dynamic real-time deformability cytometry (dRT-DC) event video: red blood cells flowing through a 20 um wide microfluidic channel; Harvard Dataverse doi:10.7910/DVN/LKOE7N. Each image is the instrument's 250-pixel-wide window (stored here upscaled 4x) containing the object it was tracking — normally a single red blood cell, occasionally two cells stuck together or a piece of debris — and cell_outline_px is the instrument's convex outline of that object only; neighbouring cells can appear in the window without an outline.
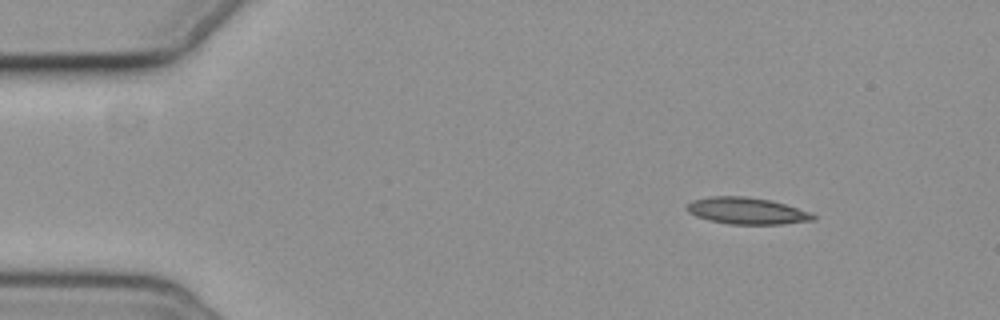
{"species": "common noctule bat (a hibernating species)", "species_latin": "Nyctalus noctula", "temperature_condition": "cold", "stored_images_in_passage": 8, "camera_frame_rate_fps": 3000, "um_per_image_px": 0.085, "animal": {"sex": "female", "body_mass_g": 19.3, "forearm_length_mm": 54.1}, "frame": {"image": 1, "passage_image": 1, "time_ms": 0.0, "image_size_px": [1000, 320], "cell_outline_px": [[816, 220], [780, 224], [728, 224], [708, 220], [696, 216], [688, 212], [688, 204], [692, 200], [712, 196], [744, 196], [768, 200], [784, 204], [808, 212], [816, 216]], "centroid_in_image_um": [63.46, 17.93], "position_along_channel_um": 21.5, "area_um2": 19.36}}
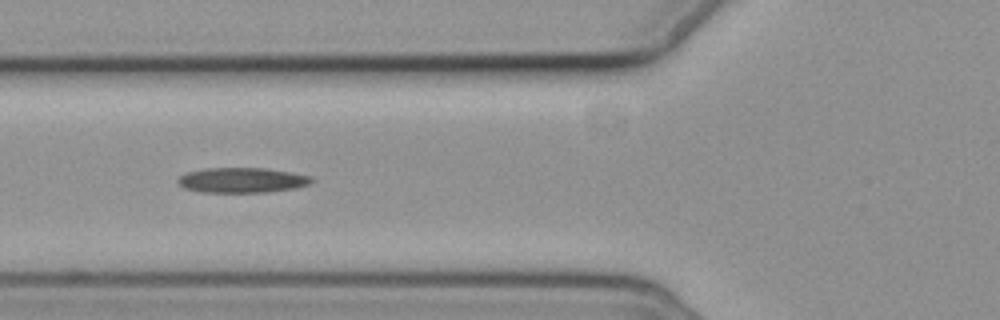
{"frame": {"image": 2, "passage_image": 5, "time_ms": 4.667, "image_size_px": [1000, 320], "cell_outline_px": [[312, 180], [308, 184], [296, 188], [268, 192], [200, 192], [184, 188], [176, 180], [180, 176], [188, 172], [204, 168], [264, 168], [288, 172], [308, 176]], "centroid_in_image_um": [20.51, 15.32], "position_along_channel_um": 105.3, "area_um2": 19.31}}
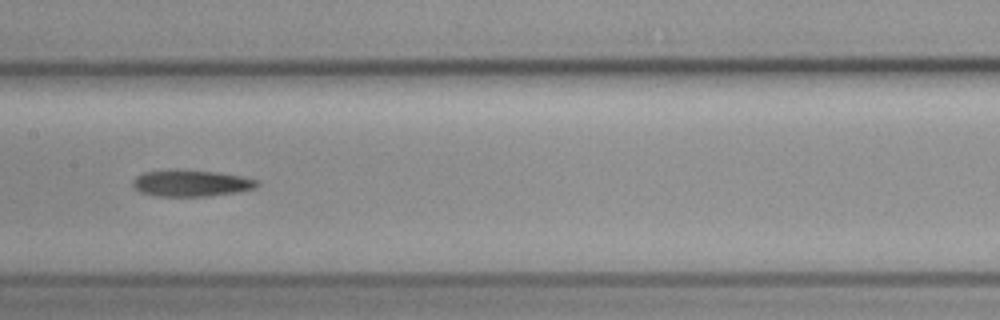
{"frame": {"image": 3, "passage_image": 7, "time_ms": 7.0, "image_size_px": [1000, 320], "cell_outline_px": [[260, 184], [256, 188], [240, 192], [208, 196], [156, 196], [140, 192], [132, 184], [132, 180], [136, 176], [144, 172], [216, 172], [240, 176], [256, 180]], "centroid_in_image_um": [16.29, 15.62], "position_along_channel_um": 191.1, "area_um2": 18.44}}